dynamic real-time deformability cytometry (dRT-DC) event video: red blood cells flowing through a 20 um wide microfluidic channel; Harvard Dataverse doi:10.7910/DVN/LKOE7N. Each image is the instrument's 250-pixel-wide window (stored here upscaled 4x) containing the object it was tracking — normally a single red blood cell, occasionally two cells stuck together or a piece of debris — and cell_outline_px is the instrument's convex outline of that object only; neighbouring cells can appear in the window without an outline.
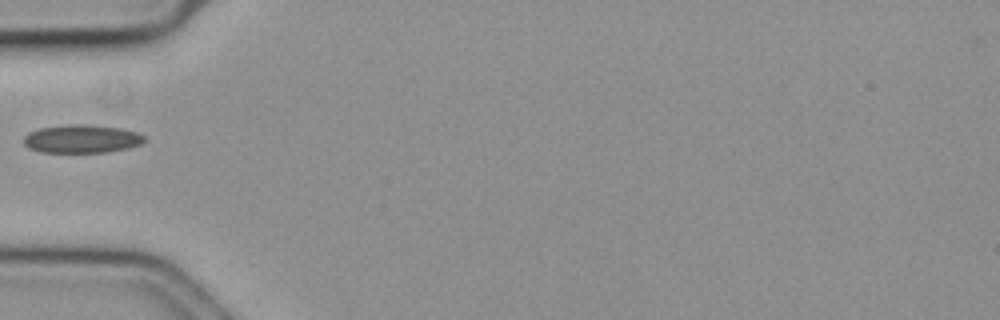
{"species": "common noctule bat (a hibernating species)", "species_latin": "Nyctalus noctula", "temperature_condition": "cold", "stored_images_in_passage": 39, "camera_frame_rate_fps": 3000, "um_per_image_px": 0.085, "animal": {"sex": "female", "body_mass_g": 19.3, "forearm_length_mm": 54.1}, "frame": {"image": 1, "passage_image": 1, "time_ms": 0.0, "image_size_px": [1000, 320], "cell_outline_px": [[144, 140], [140, 144], [128, 148], [108, 152], [40, 152], [28, 148], [24, 144], [24, 136], [28, 132], [40, 128], [72, 124], [88, 124], [120, 128], [136, 132], [144, 136]], "centroid_in_image_um": [6.92, 11.8], "position_along_channel_um": 78.1, "area_um2": 19.83}}
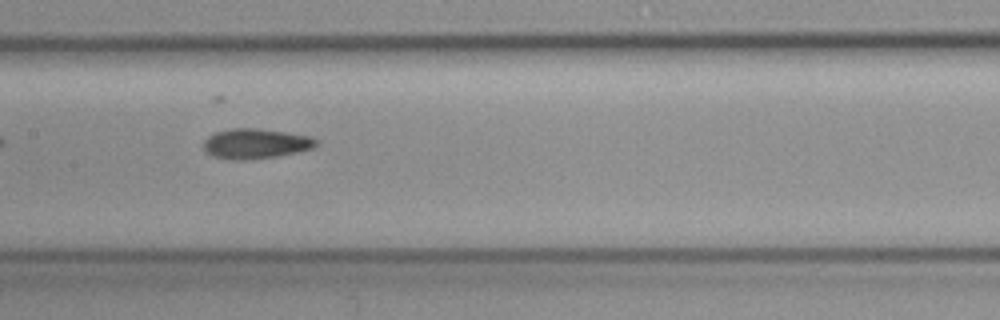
{"frame": {"image": 2, "passage_image": 10, "time_ms": 3.0, "image_size_px": [1000, 320], "cell_outline_px": [[320, 144], [312, 148], [296, 152], [276, 156], [240, 160], [232, 160], [212, 156], [204, 148], [204, 140], [208, 136], [216, 132], [232, 128], [256, 128], [312, 136], [320, 140]], "centroid_in_image_um": [21.76, 12.2], "position_along_channel_um": 185.6, "area_um2": 19.65}}
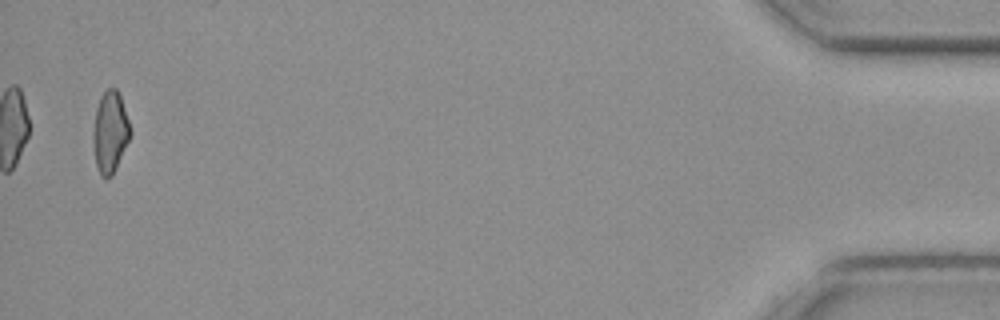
{"frame": {"image": 3, "passage_image": 38, "time_ms": 12.333, "image_size_px": [1000, 320], "cell_outline_px": [[132, 132], [116, 168], [112, 176], [100, 176], [96, 164], [92, 144], [92, 132], [96, 108], [100, 96], [108, 88], [116, 88], [120, 96]], "centroid_in_image_um": [9.33, 11.22], "position_along_channel_um": 425.9, "area_um2": 17.57}}